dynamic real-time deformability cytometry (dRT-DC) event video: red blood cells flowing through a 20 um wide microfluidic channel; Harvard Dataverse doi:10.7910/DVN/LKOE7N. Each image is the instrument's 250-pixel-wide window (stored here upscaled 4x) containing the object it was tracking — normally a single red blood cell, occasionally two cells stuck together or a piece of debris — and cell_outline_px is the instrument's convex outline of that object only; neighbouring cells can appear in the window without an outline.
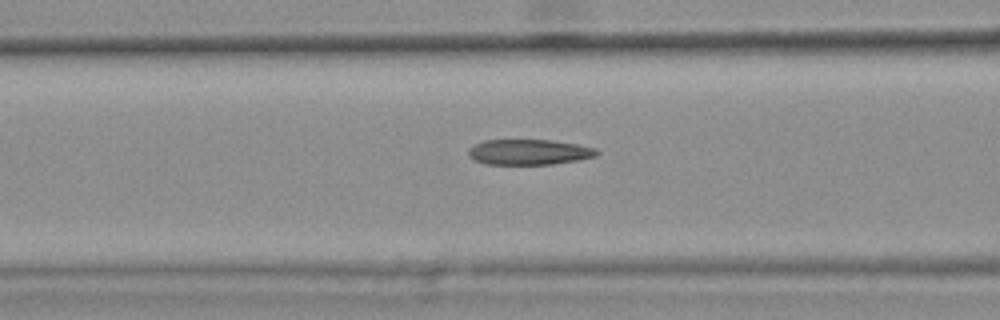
{"species": "common noctule bat (a hibernating species)", "species_latin": "Nyctalus noctula", "temperature_condition": "warm", "stored_images_in_passage": 48, "camera_frame_rate_fps": 3000, "um_per_image_px": 0.085, "animal": {"sex": "female", "body_mass_g": 25.1}, "frame": {"image": 1, "passage_image": 21, "time_ms": 6.667, "image_size_px": [1000, 320], "cell_outline_px": [[600, 152], [596, 156], [580, 160], [552, 164], [484, 164], [468, 156], [468, 148], [484, 140], [552, 140], [576, 144], [596, 148]], "centroid_in_image_um": [44.98, 12.92], "position_along_channel_um": 121.6, "area_um2": 19.07}, "authors_computed_cell_mechanics": {"area_um2": 20.0277, "velocity_mm_per_s": 3.7487, "shape_relaxation_time_tau1_ms": null, "shape_relaxation_time_tau2_ms": 3.3936, "deformation_change_tau1": null, "deformation_change_tau2": 0.1353}}